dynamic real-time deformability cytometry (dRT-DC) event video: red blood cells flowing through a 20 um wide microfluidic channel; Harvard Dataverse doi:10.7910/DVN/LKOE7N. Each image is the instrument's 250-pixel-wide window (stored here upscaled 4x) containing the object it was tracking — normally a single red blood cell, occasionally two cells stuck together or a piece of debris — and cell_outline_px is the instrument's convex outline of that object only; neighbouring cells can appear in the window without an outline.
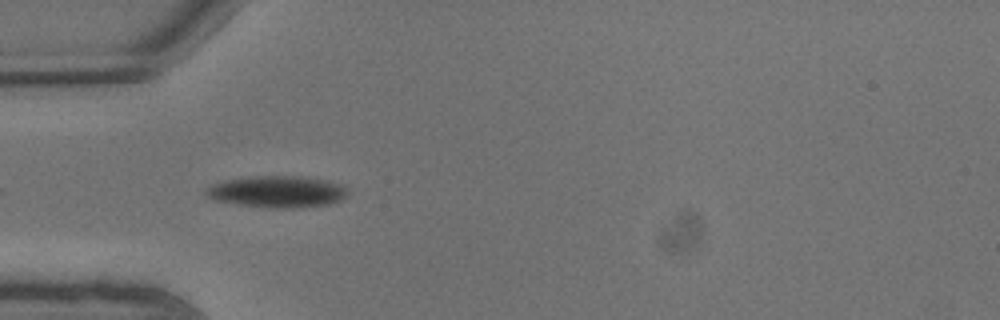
{"species": "common noctule bat (a hibernating species)", "species_latin": "Nyctalus noctula", "temperature_condition": "warm", "stored_images_in_passage": 6, "camera_frame_rate_fps": 3000, "um_per_image_px": 0.085, "animal": {"sex": "male", "body_mass_g": 13.3}, "frame": {"image": 1, "passage_image": 5, "time_ms": 1.333, "image_size_px": [1000, 320], "cell_outline_px": [[348, 196], [340, 200], [328, 204], [292, 208], [276, 208], [240, 204], [216, 200], [208, 196], [204, 192], [204, 188], [212, 184], [224, 180], [252, 176], [308, 176], [344, 184], [348, 188]], "centroid_in_image_um": [23.61, 16.27], "position_along_channel_um": 61.4, "area_um2": 26.3}}